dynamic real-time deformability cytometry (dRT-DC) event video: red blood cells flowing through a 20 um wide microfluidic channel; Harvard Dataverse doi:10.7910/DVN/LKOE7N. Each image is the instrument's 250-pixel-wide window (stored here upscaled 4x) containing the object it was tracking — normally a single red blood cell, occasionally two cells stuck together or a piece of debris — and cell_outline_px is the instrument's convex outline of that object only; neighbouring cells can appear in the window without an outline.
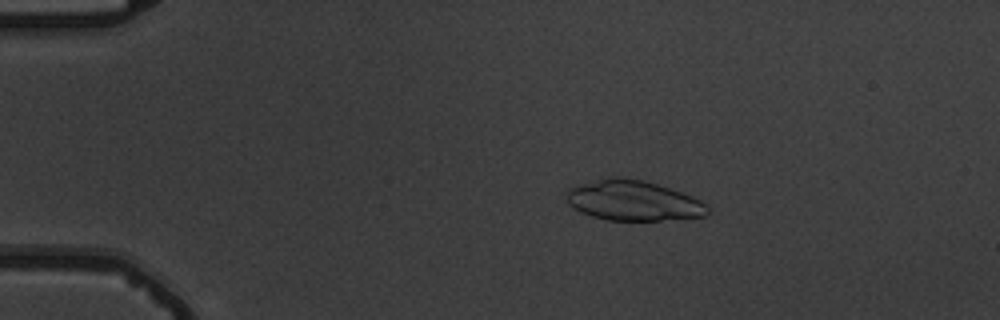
{"species": "common noctule bat (a hibernating species)", "species_latin": "Nyctalus noctula", "temperature_condition": "warm", "stored_images_in_passage": 6, "camera_frame_rate_fps": 3000, "um_per_image_px": 0.085, "animal": {"sex": "male", "body_mass_g": 19.5, "forearm_length_mm": 54.6}, "frame": {"image": 1, "passage_image": 4, "time_ms": 3.333, "image_size_px": [1000, 320], "cell_outline_px": [[708, 216], [660, 220], [608, 220], [592, 216], [580, 212], [568, 204], [568, 188], [612, 176], [620, 176], [644, 180], [692, 196], [700, 200], [708, 208]], "centroid_in_image_um": [53.83, 17.05], "position_along_channel_um": 31.2, "area_um2": 32.71}}